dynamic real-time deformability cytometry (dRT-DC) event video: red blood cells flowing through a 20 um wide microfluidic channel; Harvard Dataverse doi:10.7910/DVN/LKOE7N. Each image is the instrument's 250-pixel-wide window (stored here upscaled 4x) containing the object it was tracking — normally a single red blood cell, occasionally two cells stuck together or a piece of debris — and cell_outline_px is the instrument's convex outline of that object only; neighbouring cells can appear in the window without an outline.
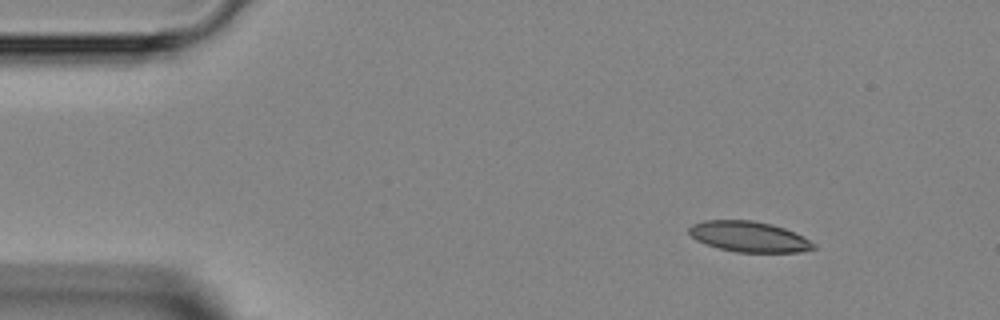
{"species": "Egyptian fruit bat (a non-hibernating species)", "species_latin": "Rousettus aegyptiacus", "temperature_condition": "room temperature", "stored_images_in_passage": 18, "camera_frame_rate_fps": 3000, "um_per_image_px": 0.085, "animal": {"sex": "female"}, "frame": {"image": 1, "passage_image": 1, "time_ms": 0.0, "image_size_px": [1000, 320], "cell_outline_px": [[816, 248], [800, 252], [736, 252], [720, 248], [696, 240], [688, 232], [688, 228], [692, 224], [704, 220], [752, 220], [772, 224], [784, 228], [804, 236], [816, 244]], "centroid_in_image_um": [63.69, 20.11], "position_along_channel_um": 21.3, "area_um2": 22.2}}
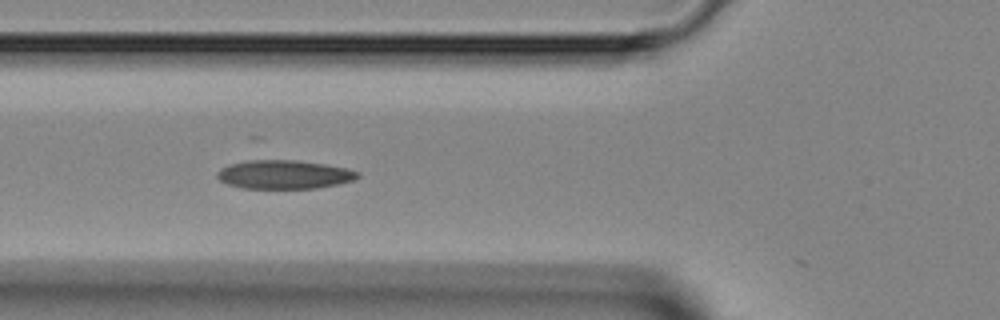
{"frame": {"image": 2, "passage_image": 12, "time_ms": 3.667, "image_size_px": [1000, 320], "cell_outline_px": [[360, 176], [356, 180], [316, 188], [240, 188], [228, 184], [220, 180], [216, 176], [216, 172], [220, 168], [228, 164], [248, 160], [296, 160], [324, 164], [348, 168], [360, 172]], "centroid_in_image_um": [24.15, 14.83], "position_along_channel_um": 101.7, "area_um2": 23.64}}
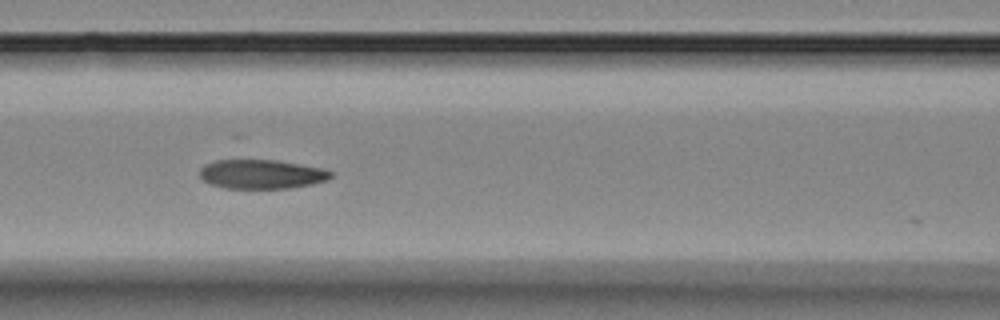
{"frame": {"image": 3, "passage_image": 15, "time_ms": 4.667, "image_size_px": [1000, 320], "cell_outline_px": [[332, 176], [328, 180], [312, 184], [292, 188], [224, 188], [212, 184], [204, 180], [200, 176], [200, 168], [204, 164], [212, 160], [276, 160], [324, 168], [332, 172]], "centroid_in_image_um": [22.24, 14.8], "position_along_channel_um": 144.4, "area_um2": 22.37}}